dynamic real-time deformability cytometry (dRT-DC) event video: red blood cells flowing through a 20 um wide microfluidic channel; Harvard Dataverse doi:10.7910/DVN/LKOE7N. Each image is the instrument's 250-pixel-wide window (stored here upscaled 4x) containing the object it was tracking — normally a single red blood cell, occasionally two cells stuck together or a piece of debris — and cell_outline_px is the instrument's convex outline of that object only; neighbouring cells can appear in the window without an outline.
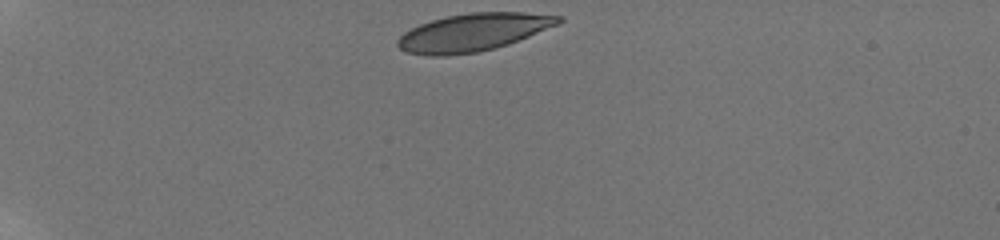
{"species": "human", "species_latin": "Homo sapiens", "temperature_condition": "room temperature", "stored_images_in_passage": 42, "camera_frame_rate_fps": 3000, "um_per_image_px": 0.085, "donor": {"sex": "male"}, "frame": {"image": 1, "passage_image": 1, "time_ms": 0.0, "image_size_px": [1000, 240], "cell_outline_px": [[564, 20], [560, 24], [508, 44], [476, 52], [444, 56], [428, 56], [404, 52], [396, 44], [396, 40], [404, 32], [420, 24], [432, 20], [448, 16], [468, 12], [524, 12], [564, 16]], "centroid_in_image_um": [40.23, 2.74], "position_along_channel_um": 44.8, "area_um2": 35.37}}
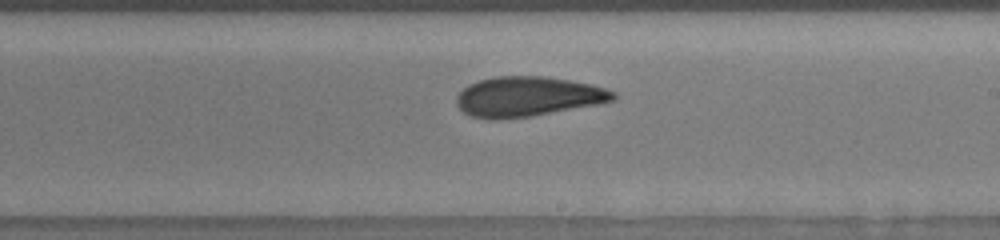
{"frame": {"image": 2, "passage_image": 22, "time_ms": 7.0, "image_size_px": [1000, 240], "cell_outline_px": [[616, 100], [596, 104], [532, 116], [496, 120], [492, 120], [472, 116], [464, 112], [456, 104], [456, 96], [468, 84], [480, 80], [496, 76], [544, 76], [568, 80], [588, 84], [604, 88], [616, 92]], "centroid_in_image_um": [44.83, 8.21], "position_along_channel_um": 244.2, "area_um2": 36.24}}
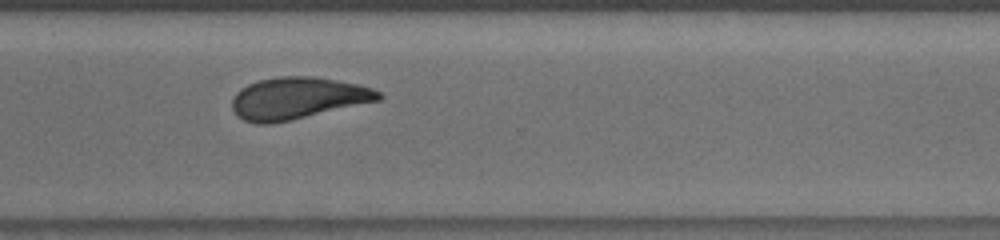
{"frame": {"image": 3, "passage_image": 30, "time_ms": 9.667, "image_size_px": [1000, 240], "cell_outline_px": [[384, 96], [380, 100], [292, 120], [272, 124], [256, 124], [244, 120], [232, 108], [232, 100], [236, 92], [240, 88], [248, 84], [260, 80], [280, 76], [312, 76], [336, 80], [356, 84], [372, 88], [380, 92]], "centroid_in_image_um": [25.3, 8.35], "position_along_channel_um": 345.3, "area_um2": 35.66}, "authors_computed_cell_mechanics": {"area_um2": 35.836, "velocity_mm_per_s": 3.7849, "shape_relaxation_time_tau1_ms": 7.9335, "shape_relaxation_time_tau2_ms": 2.3411, "deformation_change_tau1": 0.1845, "deformation_change_tau2": 0.0698}}